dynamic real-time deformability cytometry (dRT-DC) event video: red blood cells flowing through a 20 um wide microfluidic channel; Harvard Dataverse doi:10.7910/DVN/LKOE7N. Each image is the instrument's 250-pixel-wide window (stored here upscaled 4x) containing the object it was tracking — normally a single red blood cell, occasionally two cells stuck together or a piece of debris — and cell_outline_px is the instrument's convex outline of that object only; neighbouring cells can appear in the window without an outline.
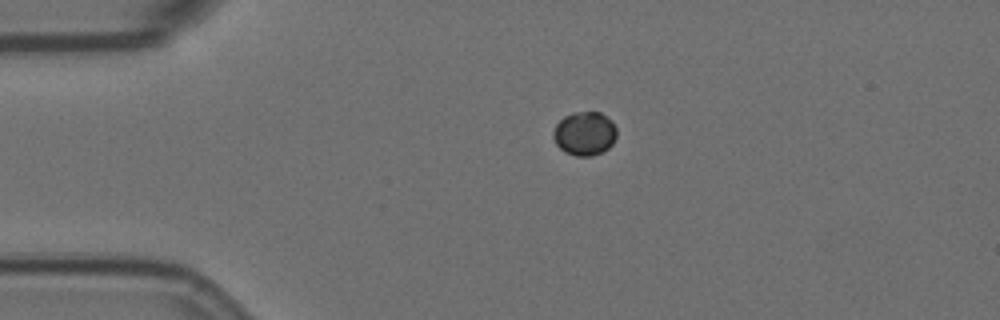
{"species": "Egyptian fruit bat (a non-hibernating species)", "species_latin": "Rousettus aegyptiacus", "temperature_condition": "room temperature", "stored_images_in_passage": 2, "camera_frame_rate_fps": 3000, "um_per_image_px": 0.085, "animal": {"sex": "female"}, "frame": {"image": 1, "passage_image": 1, "time_ms": 0.0, "image_size_px": [1000, 320], "cell_outline_px": [[616, 136], [612, 144], [604, 152], [592, 156], [576, 156], [564, 152], [556, 144], [552, 136], [552, 132], [556, 124], [564, 116], [572, 112], [600, 112], [612, 120], [616, 128]], "centroid_in_image_um": [49.68, 11.35], "position_along_channel_um": 35.3, "area_um2": 16.42}}